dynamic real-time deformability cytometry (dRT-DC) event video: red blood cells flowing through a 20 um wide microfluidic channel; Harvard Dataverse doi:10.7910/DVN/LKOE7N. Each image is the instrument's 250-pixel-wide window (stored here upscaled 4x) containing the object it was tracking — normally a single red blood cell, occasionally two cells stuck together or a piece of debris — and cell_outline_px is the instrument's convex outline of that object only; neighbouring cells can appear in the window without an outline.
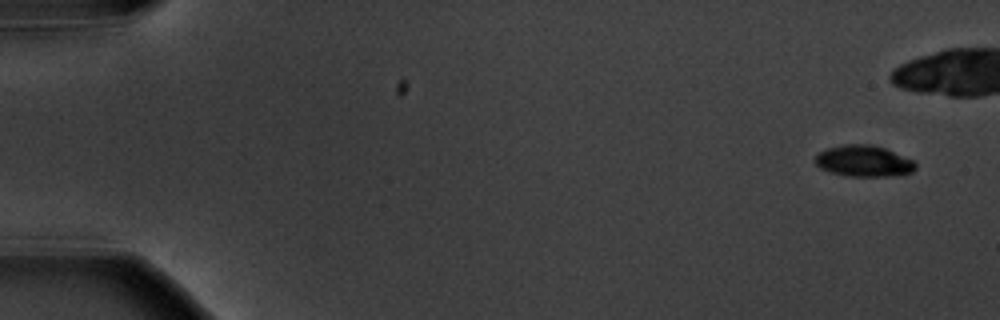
{"species": "common noctule bat (a hibernating species)", "species_latin": "Nyctalus noctula", "temperature_condition": "warm", "stored_images_in_passage": 7, "camera_frame_rate_fps": 3000, "um_per_image_px": 0.085, "animal": {"sex": "male", "body_mass_g": 20.1, "forearm_length_mm": 53.5}, "frame": {"image": 1, "passage_image": 1, "time_ms": 0.0, "image_size_px": [1000, 320], "cell_outline_px": [[916, 168], [912, 172], [904, 176], [848, 176], [832, 172], [820, 168], [816, 164], [816, 156], [820, 152], [828, 148], [844, 144], [868, 144], [884, 148], [912, 160], [916, 164]], "centroid_in_image_um": [73.45, 13.7], "position_along_channel_um": 11.5, "area_um2": 18.15}}